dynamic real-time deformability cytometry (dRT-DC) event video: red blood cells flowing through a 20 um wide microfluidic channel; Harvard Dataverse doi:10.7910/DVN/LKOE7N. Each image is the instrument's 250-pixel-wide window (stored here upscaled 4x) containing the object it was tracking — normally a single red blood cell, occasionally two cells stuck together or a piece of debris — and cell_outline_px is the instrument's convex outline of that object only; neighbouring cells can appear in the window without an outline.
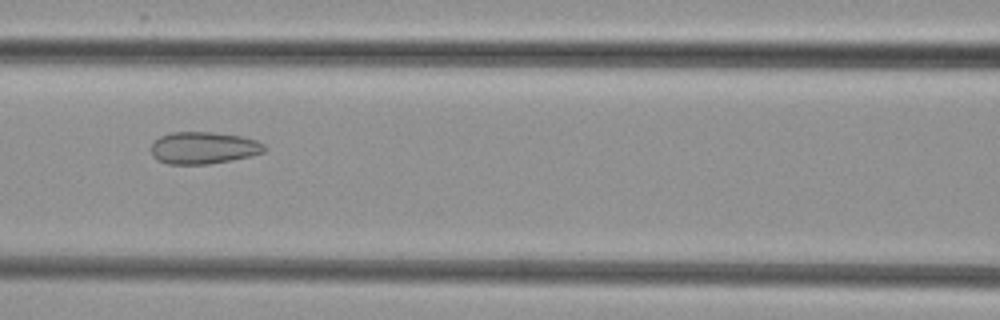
{"species": "common noctule bat (a hibernating species)", "species_latin": "Nyctalus noctula", "temperature_condition": "cold", "stored_images_in_passage": 5, "camera_frame_rate_fps": 3000, "um_per_image_px": 0.085, "animal": {"sex": "female", "body_mass_g": 29.2, "forearm_length_mm": 56.3}, "frame": {"image": 1, "passage_image": 3, "time_ms": 2.333, "image_size_px": [1000, 320], "cell_outline_px": [[268, 148], [264, 152], [248, 156], [208, 164], [168, 164], [156, 160], [152, 156], [152, 144], [160, 136], [172, 132], [212, 132], [240, 136], [256, 140], [264, 144]], "centroid_in_image_um": [17.28, 12.57], "position_along_channel_um": 149.3, "area_um2": 21.04}}
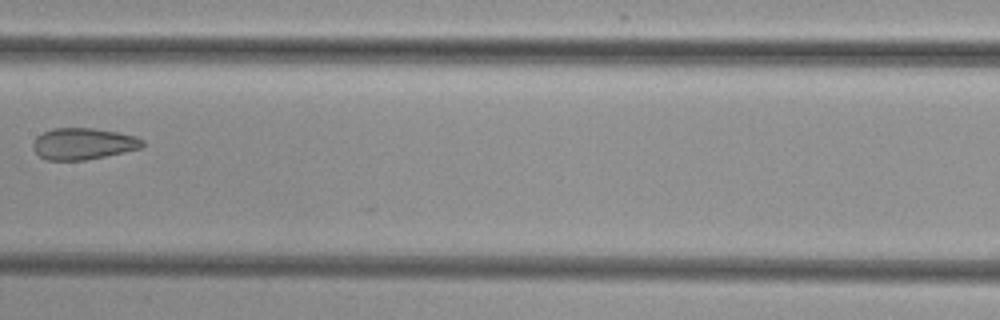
{"frame": {"image": 2, "passage_image": 4, "time_ms": 3.667, "image_size_px": [1000, 320], "cell_outline_px": [[144, 144], [140, 148], [124, 152], [84, 160], [48, 160], [40, 156], [32, 148], [32, 144], [36, 136], [52, 128], [92, 128], [120, 132], [136, 136], [144, 140]], "centroid_in_image_um": [7.07, 12.21], "position_along_channel_um": 200.3, "area_um2": 20.11}}
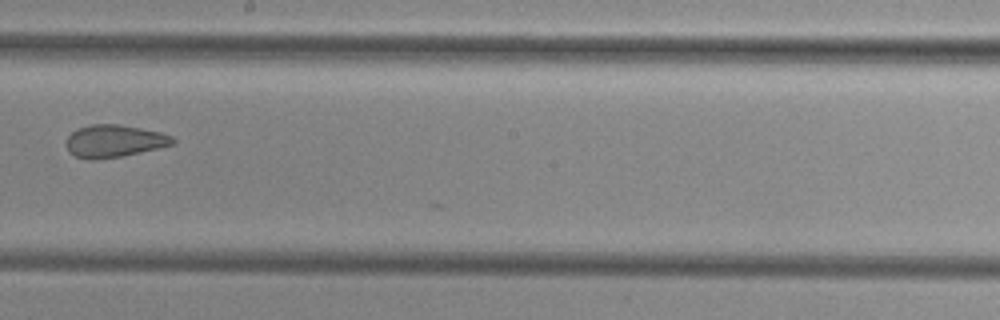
{"frame": {"image": 3, "passage_image": 5, "time_ms": 4.667, "image_size_px": [1000, 320], "cell_outline_px": [[176, 144], [140, 152], [120, 156], [92, 160], [76, 156], [68, 152], [64, 144], [68, 136], [76, 128], [88, 124], [120, 124], [160, 132], [172, 136], [176, 140]], "centroid_in_image_um": [9.68, 11.98], "position_along_channel_um": 238.5, "area_um2": 20.29}}